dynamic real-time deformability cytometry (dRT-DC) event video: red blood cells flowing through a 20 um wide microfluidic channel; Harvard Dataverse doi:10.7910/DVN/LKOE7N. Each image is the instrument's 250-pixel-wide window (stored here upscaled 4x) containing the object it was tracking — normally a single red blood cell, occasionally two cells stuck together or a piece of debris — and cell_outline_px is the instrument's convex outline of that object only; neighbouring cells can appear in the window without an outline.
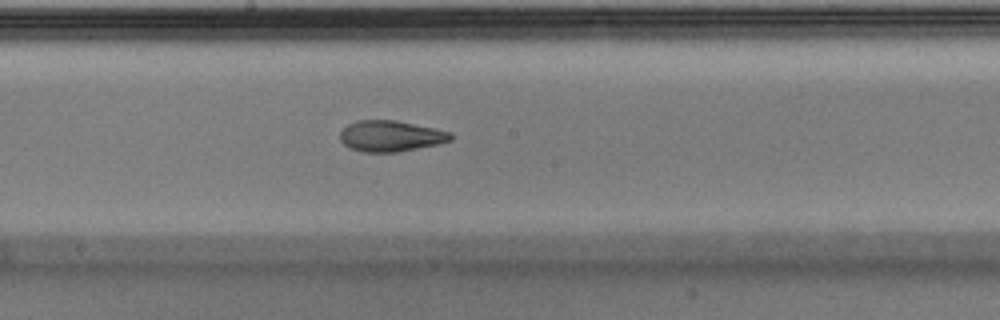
{"species": "Egyptian fruit bat (a non-hibernating species)", "species_latin": "Rousettus aegyptiacus", "temperature_condition": "warm", "stored_images_in_passage": 38, "camera_frame_rate_fps": 3000, "um_per_image_px": 0.085, "animal": {"sex": "male"}, "frame": {"image": 1, "passage_image": 22, "time_ms": 7.0, "image_size_px": [1000, 320], "cell_outline_px": [[452, 140], [436, 144], [396, 152], [364, 152], [348, 148], [340, 140], [340, 132], [348, 124], [356, 120], [396, 120], [436, 128], [452, 132]], "centroid_in_image_um": [33.19, 11.55], "position_along_channel_um": 215.0, "area_um2": 20.0}}